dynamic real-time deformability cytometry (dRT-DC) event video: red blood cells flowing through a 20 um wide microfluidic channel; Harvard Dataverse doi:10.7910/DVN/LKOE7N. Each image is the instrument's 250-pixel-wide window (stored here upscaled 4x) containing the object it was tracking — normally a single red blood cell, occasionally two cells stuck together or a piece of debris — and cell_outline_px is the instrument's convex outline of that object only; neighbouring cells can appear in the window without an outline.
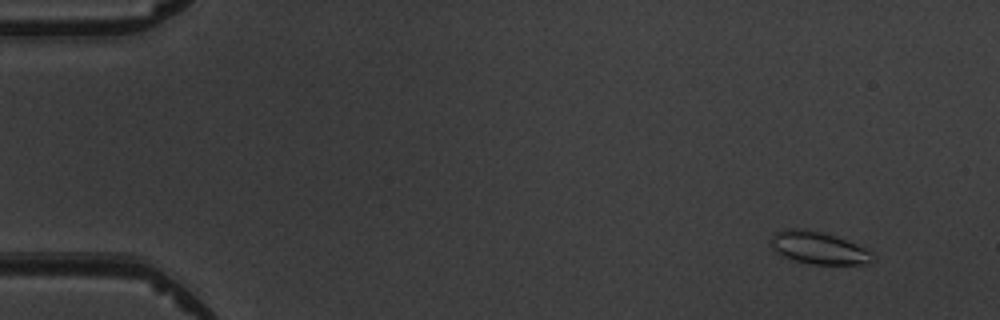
{"species": "common noctule bat (a hibernating species)", "species_latin": "Nyctalus noctula", "temperature_condition": "warm", "stored_images_in_passage": 5, "camera_frame_rate_fps": 3000, "um_per_image_px": 0.085, "animal": {"sex": "male", "body_mass_g": 19.5, "forearm_length_mm": 54.6}, "frame": {"image": 1, "passage_image": 2, "time_ms": 1.333, "image_size_px": [1000, 320], "cell_outline_px": [[876, 256], [868, 264], [812, 264], [796, 260], [784, 256], [776, 252], [772, 248], [772, 236], [776, 232], [788, 228], [804, 228], [836, 236], [864, 248], [872, 252]], "centroid_in_image_um": [69.59, 21.07], "position_along_channel_um": 15.4, "area_um2": 18.96}}